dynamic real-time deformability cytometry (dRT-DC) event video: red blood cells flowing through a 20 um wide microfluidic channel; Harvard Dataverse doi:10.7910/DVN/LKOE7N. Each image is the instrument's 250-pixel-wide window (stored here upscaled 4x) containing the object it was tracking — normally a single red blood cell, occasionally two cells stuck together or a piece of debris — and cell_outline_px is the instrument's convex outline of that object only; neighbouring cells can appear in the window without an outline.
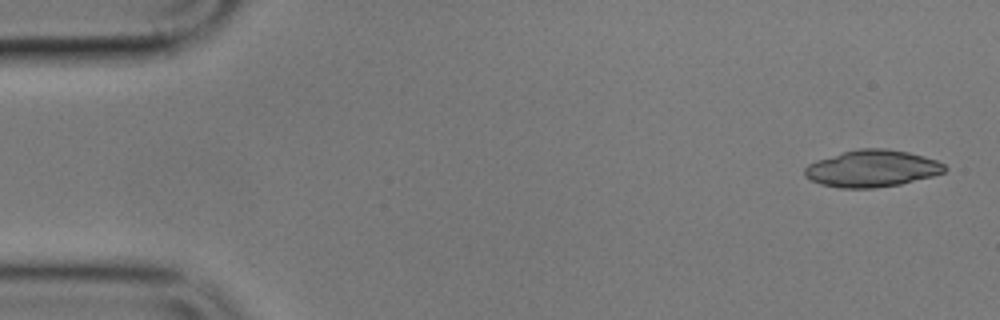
{"species": "common noctule bat (a hibernating species)", "species_latin": "Nyctalus noctula", "temperature_condition": "cold", "stored_images_in_passage": 3, "camera_frame_rate_fps": 3000, "um_per_image_px": 0.085, "animal": {"sex": "male", "body_mass_g": 17.9}, "frame": {"image": 1, "passage_image": 1, "time_ms": 0.0, "image_size_px": [1000, 320], "cell_outline_px": [[948, 168], [944, 172], [932, 176], [900, 184], [876, 188], [840, 188], [820, 184], [804, 176], [804, 168], [808, 164], [816, 160], [844, 152], [860, 148], [884, 148], [908, 152], [936, 160], [944, 164]], "centroid_in_image_um": [74.11, 14.33], "position_along_channel_um": 10.9, "area_um2": 30.0}}